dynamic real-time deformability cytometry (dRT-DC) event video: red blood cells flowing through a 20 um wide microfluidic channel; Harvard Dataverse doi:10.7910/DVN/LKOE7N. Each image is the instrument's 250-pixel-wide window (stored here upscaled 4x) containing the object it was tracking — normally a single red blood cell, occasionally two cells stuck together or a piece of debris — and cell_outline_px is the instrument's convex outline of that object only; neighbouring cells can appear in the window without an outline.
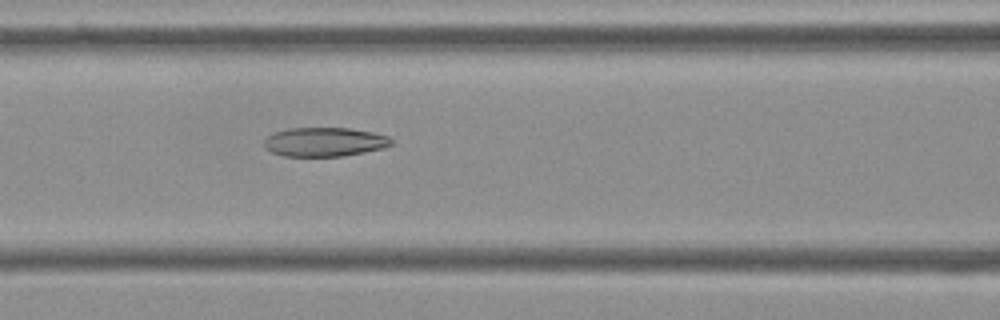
{"species": "Egyptian fruit bat (a non-hibernating species)", "species_latin": "Rousettus aegyptiacus", "temperature_condition": "cold", "stored_images_in_passage": 55, "camera_frame_rate_fps": 3000, "um_per_image_px": 0.085, "frame": {"image": 1, "passage_image": 23, "time_ms": 7.333, "image_size_px": [1000, 320], "cell_outline_px": [[392, 144], [384, 148], [364, 152], [340, 156], [284, 156], [272, 152], [264, 148], [264, 140], [268, 136], [276, 132], [288, 128], [352, 128], [372, 132], [388, 136], [392, 140]], "centroid_in_image_um": [27.58, 12.06], "position_along_channel_um": 139.0, "area_um2": 21.5}}
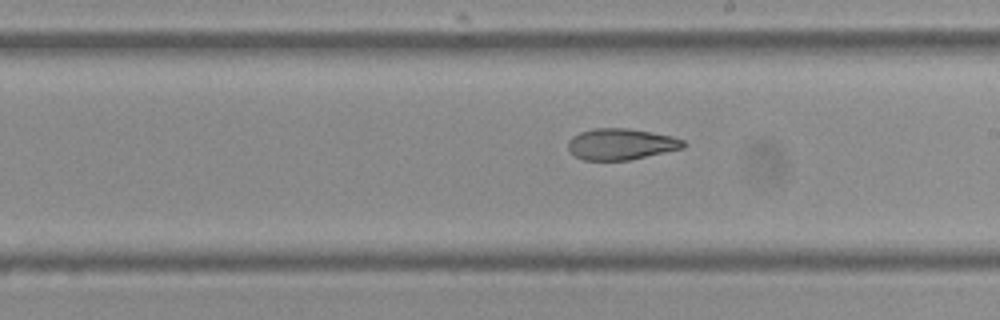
{"frame": {"image": 2, "passage_image": 31, "time_ms": 10.0, "image_size_px": [1000, 320], "cell_outline_px": [[688, 144], [684, 148], [628, 160], [584, 160], [576, 156], [568, 148], [568, 140], [572, 136], [580, 132], [592, 128], [628, 128], [652, 132], [672, 136], [684, 140]], "centroid_in_image_um": [52.8, 12.24], "position_along_channel_um": 236.2, "area_um2": 21.04}}
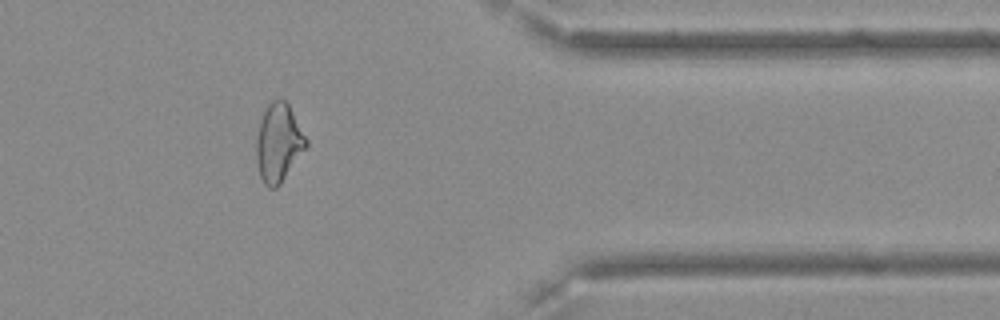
{"frame": {"image": 3, "passage_image": 45, "time_ms": 14.667, "image_size_px": [1000, 320], "cell_outline_px": [[308, 144], [280, 184], [276, 188], [268, 188], [264, 184], [260, 176], [256, 164], [256, 136], [260, 120], [268, 104], [272, 100], [284, 100], [288, 104], [308, 140]], "centroid_in_image_um": [23.65, 12.16], "position_along_channel_um": 387.8, "area_um2": 22.54}, "authors_computed_cell_mechanics": {"area_um2": 23.698, "velocity_mm_per_s": 3.6433, "shape_relaxation_time_tau1_ms": null, "shape_relaxation_time_tau2_ms": 4.3244, "deformation_change_tau1": null, "deformation_change_tau2": 0.111}}